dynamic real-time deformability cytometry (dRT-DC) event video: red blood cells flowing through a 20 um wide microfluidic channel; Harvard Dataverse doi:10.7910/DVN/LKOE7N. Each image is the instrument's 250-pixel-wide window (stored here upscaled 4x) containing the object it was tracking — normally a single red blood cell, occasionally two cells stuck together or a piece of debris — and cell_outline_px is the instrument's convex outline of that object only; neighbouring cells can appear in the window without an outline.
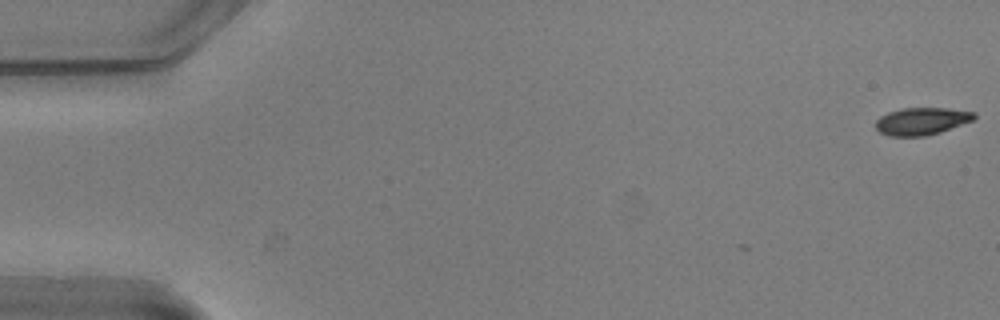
{"species": "common noctule bat (a hibernating species)", "species_latin": "Nyctalus noctula", "temperature_condition": "warm", "stored_images_in_passage": 11, "camera_frame_rate_fps": 3000, "um_per_image_px": 0.085, "animal": {"sex": "male", "body_mass_g": 20.5, "forearm_length_mm": 52.5}, "frame": {"image": 1, "passage_image": 1, "time_ms": 0.0, "image_size_px": [1000, 320], "cell_outline_px": [[976, 116], [972, 120], [940, 132], [924, 136], [888, 136], [880, 132], [876, 128], [876, 120], [880, 116], [888, 112], [900, 108], [948, 108], [976, 112]], "centroid_in_image_um": [78.32, 10.29], "position_along_channel_um": 6.7, "area_um2": 15.66}}